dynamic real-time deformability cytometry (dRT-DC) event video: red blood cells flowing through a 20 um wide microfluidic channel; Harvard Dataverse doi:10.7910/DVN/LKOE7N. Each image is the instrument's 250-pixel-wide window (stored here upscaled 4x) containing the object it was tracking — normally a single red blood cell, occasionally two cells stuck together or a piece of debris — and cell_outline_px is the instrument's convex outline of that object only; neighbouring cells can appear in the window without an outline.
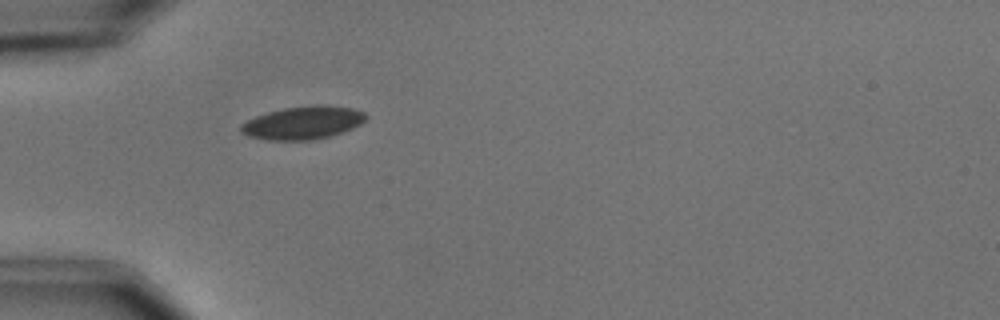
{"species": "common noctule bat (a hibernating species)", "species_latin": "Nyctalus noctula", "temperature_condition": "cold", "stored_images_in_passage": 5, "camera_frame_rate_fps": 3000, "um_per_image_px": 0.085, "animal": {"sex": "male", "body_mass_g": 15.6}, "frame": {"image": 1, "passage_image": 5, "time_ms": 5.0, "image_size_px": [1000, 320], "cell_outline_px": [[368, 116], [360, 124], [352, 128], [328, 136], [312, 140], [264, 140], [248, 136], [240, 132], [240, 124], [256, 116], [268, 112], [284, 108], [316, 104], [328, 104], [352, 108], [364, 112]], "centroid_in_image_um": [25.73, 10.42], "position_along_channel_um": 59.3, "area_um2": 24.1}}